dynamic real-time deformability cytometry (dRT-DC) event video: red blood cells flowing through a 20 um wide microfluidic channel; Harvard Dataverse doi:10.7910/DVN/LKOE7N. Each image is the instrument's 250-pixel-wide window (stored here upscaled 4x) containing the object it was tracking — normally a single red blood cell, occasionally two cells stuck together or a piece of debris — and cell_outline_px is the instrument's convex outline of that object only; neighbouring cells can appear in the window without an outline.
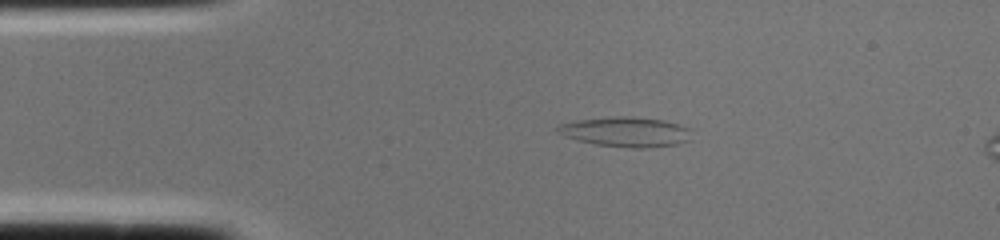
{"species": "common noctule bat (a hibernating species)", "species_latin": "Nyctalus noctula", "temperature_condition": "cold", "stored_images_in_passage": 2, "camera_frame_rate_fps": 3000, "um_per_image_px": 0.085, "animal": {"sex": "female", "body_mass_g": 22.0, "forearm_length_mm": 56.7}, "frame": {"image": 1, "passage_image": 1, "time_ms": 0.0, "image_size_px": [1000, 240], "cell_outline_px": [[692, 140], [676, 144], [644, 148], [628, 148], [596, 144], [576, 140], [564, 136], [556, 132], [556, 128], [560, 124], [576, 120], [620, 116], [632, 116], [664, 120], [680, 124], [692, 128]], "centroid_in_image_um": [53.25, 11.21], "position_along_channel_um": 31.8, "area_um2": 23.64}}